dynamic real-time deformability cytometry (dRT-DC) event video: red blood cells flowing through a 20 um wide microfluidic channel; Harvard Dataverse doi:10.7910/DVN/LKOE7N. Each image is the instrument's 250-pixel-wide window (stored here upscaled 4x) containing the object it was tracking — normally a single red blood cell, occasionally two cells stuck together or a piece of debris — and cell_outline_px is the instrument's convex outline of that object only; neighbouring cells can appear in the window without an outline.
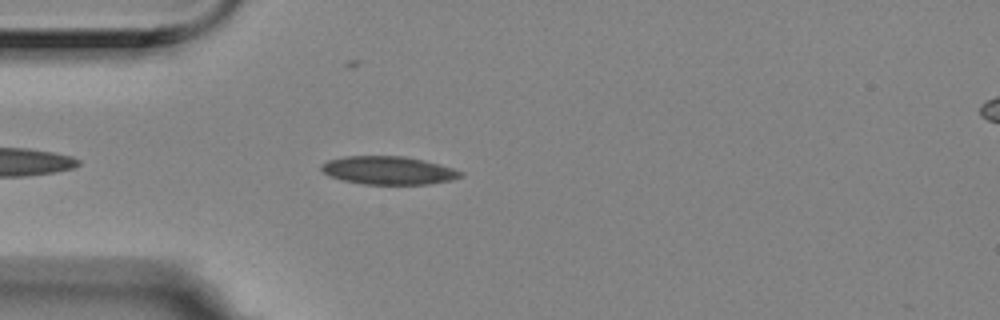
{"species": "Egyptian fruit bat (a non-hibernating species)", "species_latin": "Rousettus aegyptiacus", "temperature_condition": "room temperature", "stored_images_in_passage": 4, "camera_frame_rate_fps": 3000, "um_per_image_px": 0.085, "animal": {"sex": "female"}, "frame": {"image": 1, "passage_image": 4, "time_ms": 1.0, "image_size_px": [1000, 320], "cell_outline_px": [[464, 176], [452, 180], [428, 184], [364, 184], [344, 180], [328, 176], [320, 168], [320, 164], [328, 160], [344, 156], [404, 156], [424, 160], [452, 168], [464, 172]], "centroid_in_image_um": [33.01, 14.48], "position_along_channel_um": 52.0, "area_um2": 22.89}}